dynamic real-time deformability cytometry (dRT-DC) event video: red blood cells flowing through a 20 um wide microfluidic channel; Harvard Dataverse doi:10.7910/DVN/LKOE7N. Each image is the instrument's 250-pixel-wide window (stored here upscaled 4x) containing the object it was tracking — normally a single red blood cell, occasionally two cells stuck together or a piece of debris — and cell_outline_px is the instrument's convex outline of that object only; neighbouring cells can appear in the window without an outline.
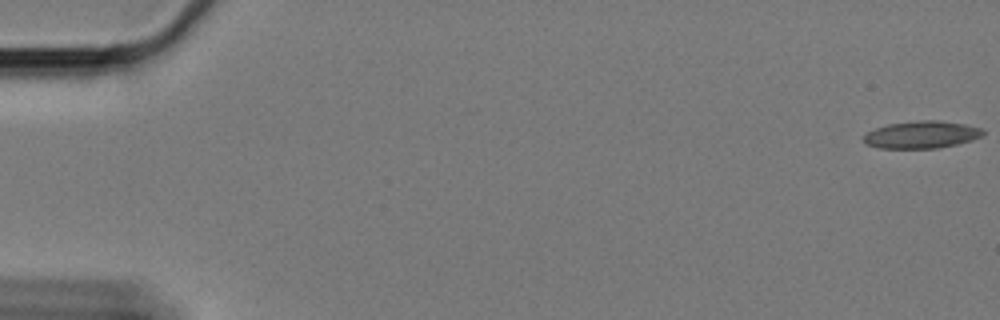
{"species": "Egyptian fruit bat (a non-hibernating species)", "species_latin": "Rousettus aegyptiacus", "temperature_condition": "cold", "stored_images_in_passage": 10, "camera_frame_rate_fps": 3000, "um_per_image_px": 0.085, "animal": {"sex": "female"}, "frame": {"image": 1, "passage_image": 1, "time_ms": 0.0, "image_size_px": [1000, 320], "cell_outline_px": [[984, 136], [972, 140], [956, 144], [936, 148], [880, 148], [864, 144], [864, 136], [868, 132], [876, 128], [888, 124], [924, 120], [936, 120], [964, 124], [984, 128]], "centroid_in_image_um": [78.37, 11.45], "position_along_channel_um": 6.6, "area_um2": 18.9}}